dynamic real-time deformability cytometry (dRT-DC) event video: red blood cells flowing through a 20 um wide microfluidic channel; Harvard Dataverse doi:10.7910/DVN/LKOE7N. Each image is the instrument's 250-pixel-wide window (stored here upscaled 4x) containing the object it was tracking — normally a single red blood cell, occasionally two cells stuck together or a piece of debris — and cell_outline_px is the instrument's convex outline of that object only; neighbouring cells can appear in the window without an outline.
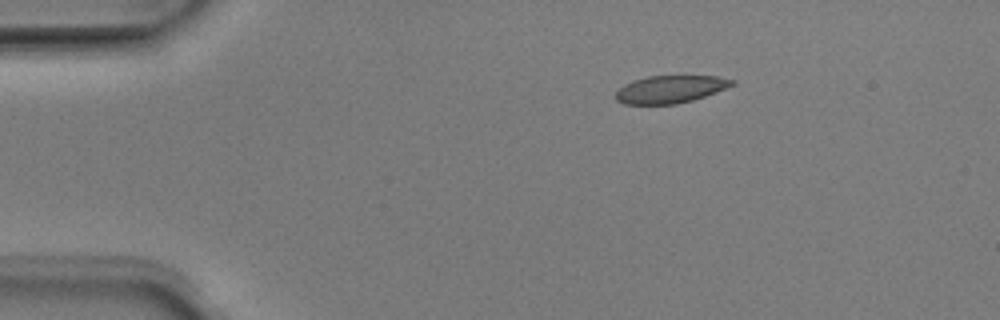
{"species": "Egyptian fruit bat (a non-hibernating species)", "species_latin": "Rousettus aegyptiacus", "temperature_condition": "room temperature", "stored_images_in_passage": 43, "camera_frame_rate_fps": 3000, "um_per_image_px": 0.085, "animal": {"sex": "male"}, "frame": {"image": 1, "passage_image": 1, "time_ms": 0.0, "image_size_px": [1000, 320], "cell_outline_px": [[736, 84], [716, 92], [692, 100], [676, 104], [624, 104], [616, 100], [616, 92], [624, 84], [632, 80], [648, 76], [716, 76], [736, 80]], "centroid_in_image_um": [56.98, 7.58], "position_along_channel_um": 28.0, "area_um2": 18.67}}
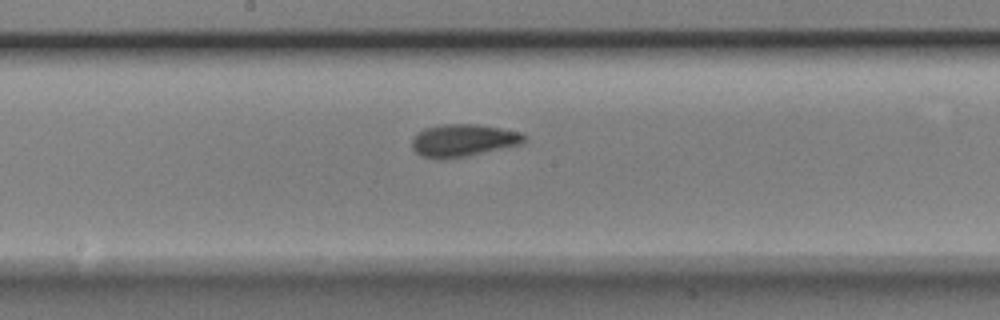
{"frame": {"image": 2, "passage_image": 19, "time_ms": 6.0, "image_size_px": [1000, 320], "cell_outline_px": [[528, 140], [520, 144], [468, 156], [440, 160], [436, 160], [420, 156], [412, 148], [412, 136], [416, 132], [424, 128], [444, 124], [476, 124], [524, 132], [528, 136]], "centroid_in_image_um": [39.36, 11.94], "position_along_channel_um": 208.8, "area_um2": 21.68}}
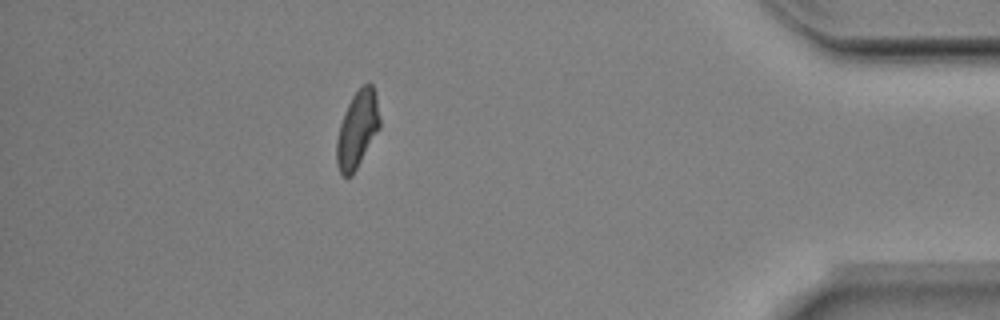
{"frame": {"image": 3, "passage_image": 37, "time_ms": 12.0, "image_size_px": [1000, 320], "cell_outline_px": [[380, 128], [352, 176], [344, 176], [340, 172], [336, 164], [336, 140], [340, 124], [344, 112], [352, 96], [368, 80], [372, 84], [376, 96], [380, 120]], "centroid_in_image_um": [30.37, 11.0], "position_along_channel_um": 404.8, "area_um2": 19.31}, "authors_computed_cell_mechanics": {"area_um2": 20.0566, "velocity_mm_per_s": 4.0303, "shape_relaxation_time_tau1_ms": 3.6713, "shape_relaxation_time_tau2_ms": 1.4683, "deformation_change_tau1": 0.126, "deformation_change_tau2": 0.0731}}